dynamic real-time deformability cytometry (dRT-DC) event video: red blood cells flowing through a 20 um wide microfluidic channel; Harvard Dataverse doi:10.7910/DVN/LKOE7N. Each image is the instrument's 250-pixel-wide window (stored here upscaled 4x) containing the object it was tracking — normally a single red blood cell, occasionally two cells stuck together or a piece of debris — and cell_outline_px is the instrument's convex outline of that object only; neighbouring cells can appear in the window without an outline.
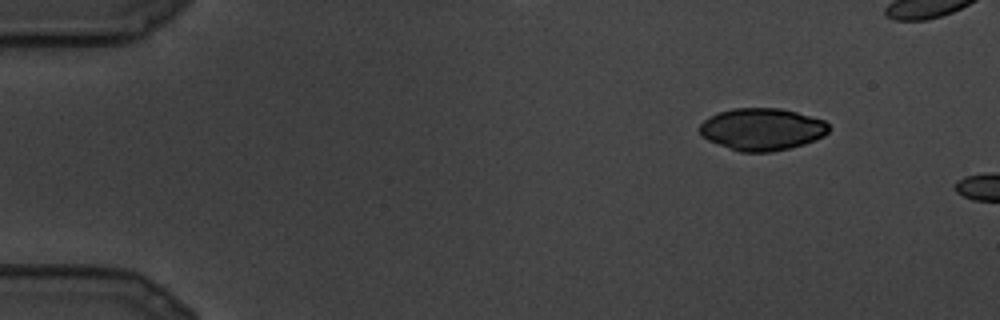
{"species": "common noctule bat (a hibernating species)", "species_latin": "Nyctalus noctula", "temperature_condition": "cold", "stored_images_in_passage": 3, "camera_frame_rate_fps": 3000, "um_per_image_px": 0.085, "animal": {"sex": "male", "body_mass_g": 19.5, "forearm_length_mm": 54.6}, "frame": {"image": 1, "passage_image": 1, "time_ms": 0.0, "image_size_px": [1000, 320], "cell_outline_px": [[832, 128], [824, 136], [804, 144], [772, 152], [740, 152], [708, 140], [700, 132], [700, 124], [708, 116], [732, 108], [780, 108], [796, 112], [824, 120]], "centroid_in_image_um": [64.79, 10.98], "position_along_channel_um": 20.2, "area_um2": 31.67}}